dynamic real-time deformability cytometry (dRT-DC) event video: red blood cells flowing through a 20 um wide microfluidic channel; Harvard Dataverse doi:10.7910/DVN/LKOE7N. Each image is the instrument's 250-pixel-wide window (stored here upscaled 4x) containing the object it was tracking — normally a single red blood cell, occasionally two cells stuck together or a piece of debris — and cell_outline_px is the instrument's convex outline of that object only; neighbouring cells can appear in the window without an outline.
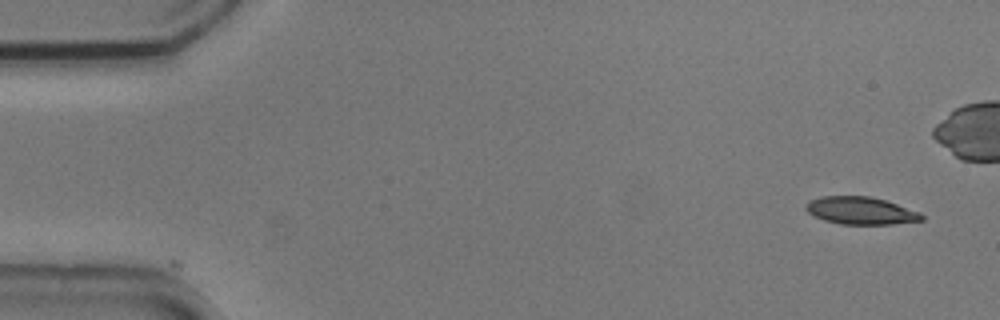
{"species": "common noctule bat (a hibernating species)", "species_latin": "Nyctalus noctula", "temperature_condition": "cold", "stored_images_in_passage": 11, "camera_frame_rate_fps": 3000, "um_per_image_px": 0.085, "animal": {"sex": "male", "body_mass_g": 20.5, "forearm_length_mm": 52.5}, "frame": {"image": 1, "passage_image": 1, "time_ms": 0.0, "image_size_px": [1000, 320], "cell_outline_px": [[924, 220], [892, 224], [840, 224], [824, 220], [812, 216], [804, 208], [804, 204], [808, 200], [820, 196], [868, 196], [884, 200], [920, 212], [924, 216]], "centroid_in_image_um": [73.1, 17.9], "position_along_channel_um": 11.9, "area_um2": 18.67}}